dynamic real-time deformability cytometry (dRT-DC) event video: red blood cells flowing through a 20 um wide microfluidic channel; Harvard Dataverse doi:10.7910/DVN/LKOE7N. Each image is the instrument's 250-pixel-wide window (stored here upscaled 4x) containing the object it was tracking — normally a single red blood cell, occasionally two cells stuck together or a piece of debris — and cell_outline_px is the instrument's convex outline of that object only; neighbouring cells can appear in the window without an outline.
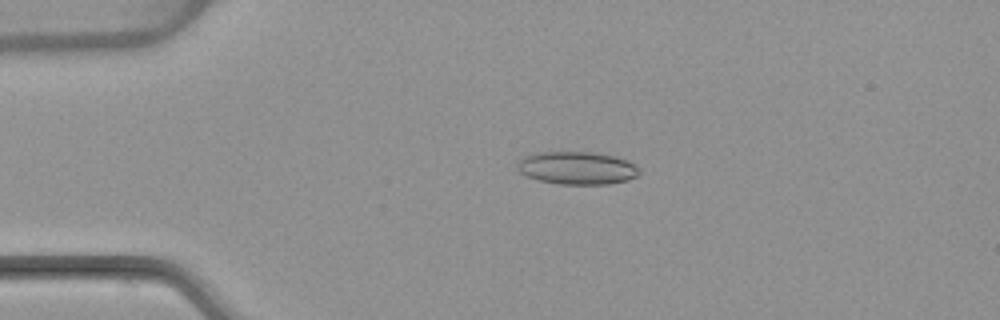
{"species": "common noctule bat (a hibernating species)", "species_latin": "Nyctalus noctula", "temperature_condition": "warm", "stored_images_in_passage": 4, "camera_frame_rate_fps": 3000, "um_per_image_px": 0.085, "animal": {"sex": "female", "body_mass_g": 22.7, "forearm_length_mm": 54.2}, "frame": {"image": 1, "passage_image": 3, "time_ms": 3.333, "image_size_px": [1000, 320], "cell_outline_px": [[640, 172], [636, 176], [628, 180], [608, 184], [560, 184], [540, 180], [528, 176], [520, 172], [516, 168], [516, 164], [520, 156], [540, 152], [592, 152], [616, 156], [640, 168]], "centroid_in_image_um": [49.01, 14.27], "position_along_channel_um": 36.0, "area_um2": 23.35}}